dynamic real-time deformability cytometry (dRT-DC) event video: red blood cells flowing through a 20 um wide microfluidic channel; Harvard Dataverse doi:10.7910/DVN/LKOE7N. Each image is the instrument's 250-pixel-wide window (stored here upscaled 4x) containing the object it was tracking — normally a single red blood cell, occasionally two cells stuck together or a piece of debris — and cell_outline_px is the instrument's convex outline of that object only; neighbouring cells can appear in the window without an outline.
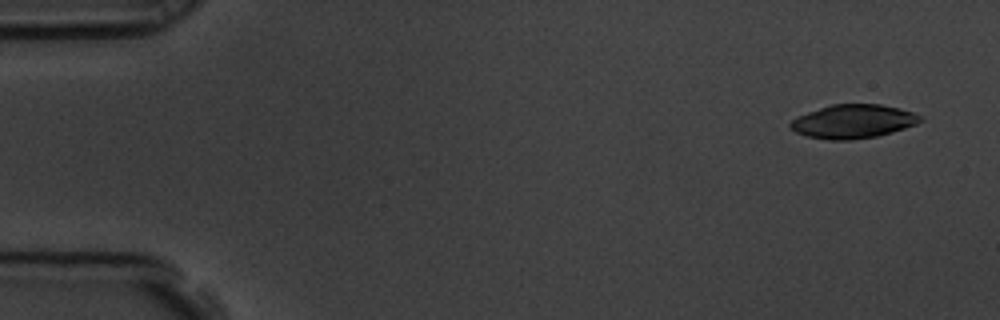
{"species": "common noctule bat (a hibernating species)", "species_latin": "Nyctalus noctula", "temperature_condition": "room temperature", "stored_images_in_passage": 4, "camera_frame_rate_fps": 3000, "um_per_image_px": 0.085, "animal": {"sex": "male", "body_mass_g": 19.5, "forearm_length_mm": 54.6}, "frame": {"image": 1, "passage_image": 1, "time_ms": 0.0, "image_size_px": [1000, 320], "cell_outline_px": [[924, 120], [916, 124], [892, 132], [876, 136], [852, 140], [828, 140], [808, 136], [796, 132], [788, 124], [792, 120], [808, 112], [832, 104], [880, 104], [900, 108], [912, 112], [920, 116]], "centroid_in_image_um": [72.54, 10.32], "position_along_channel_um": 12.5, "area_um2": 25.32}}
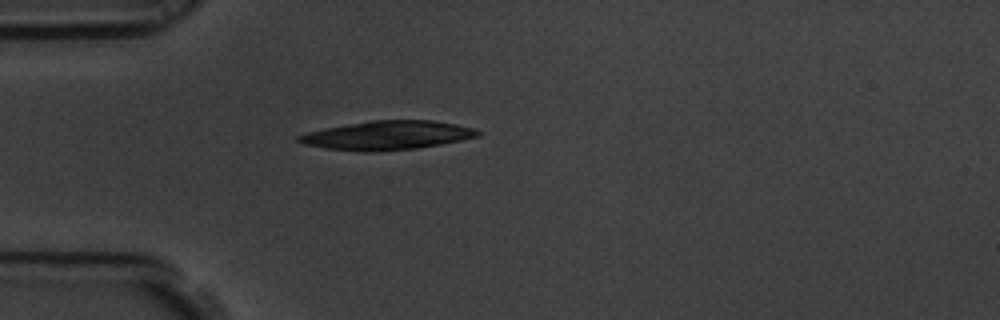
{"frame": {"image": 2, "passage_image": 4, "time_ms": 1.0, "image_size_px": [1000, 320], "cell_outline_px": [[480, 136], [440, 144], [416, 148], [328, 148], [304, 144], [296, 140], [296, 136], [308, 132], [324, 128], [372, 120], [432, 120], [456, 124], [472, 128], [480, 132]], "centroid_in_image_um": [32.97, 11.44], "position_along_channel_um": 52.0, "area_um2": 28.5}}